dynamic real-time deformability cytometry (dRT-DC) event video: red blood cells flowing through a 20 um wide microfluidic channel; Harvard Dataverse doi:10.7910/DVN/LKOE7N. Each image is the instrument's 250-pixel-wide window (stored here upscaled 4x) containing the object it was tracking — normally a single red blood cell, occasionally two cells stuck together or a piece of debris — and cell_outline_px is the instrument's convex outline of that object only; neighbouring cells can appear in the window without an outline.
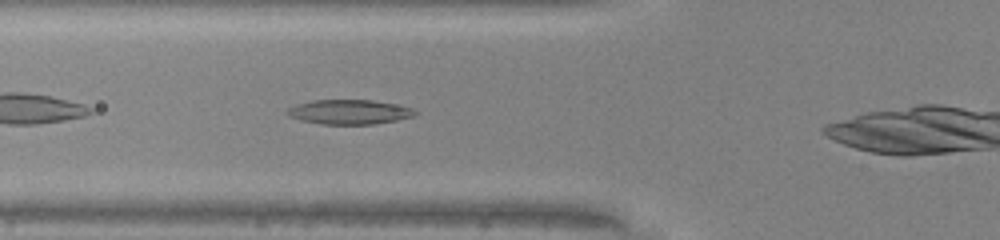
{"species": "common noctule bat (a hibernating species)", "species_latin": "Nyctalus noctula", "temperature_condition": "warm", "stored_images_in_passage": 28, "camera_frame_rate_fps": 3000, "um_per_image_px": 0.085, "animal": {"sex": "male", "body_mass_g": 20.0, "forearm_length_mm": 53.3}, "frame": {"image": 1, "passage_image": 4, "time_ms": 1.0, "image_size_px": [1000, 240], "cell_outline_px": [[416, 116], [396, 120], [372, 124], [320, 124], [300, 120], [288, 116], [288, 108], [296, 104], [312, 100], [372, 100], [412, 108], [416, 112]], "centroid_in_image_um": [29.66, 9.52], "position_along_channel_um": 96.1, "area_um2": 18.15}}
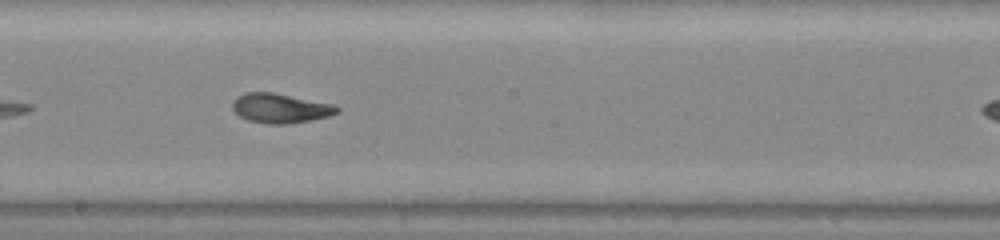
{"frame": {"image": 2, "passage_image": 13, "time_ms": 4.0, "image_size_px": [1000, 240], "cell_outline_px": [[340, 112], [328, 116], [288, 124], [268, 124], [248, 120], [240, 116], [232, 108], [232, 104], [236, 96], [244, 92], [272, 92], [332, 104], [340, 108]], "centroid_in_image_um": [23.8, 9.19], "position_along_channel_um": 224.4, "area_um2": 17.86}}
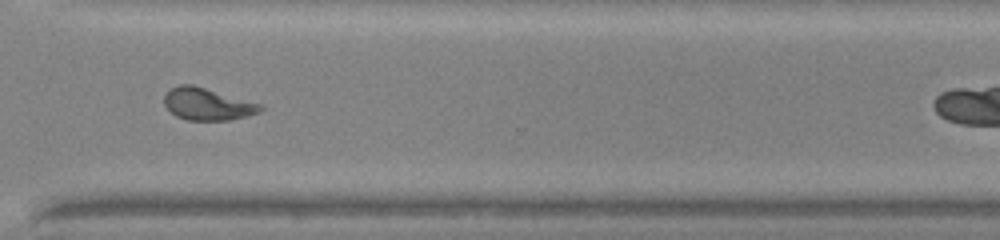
{"frame": {"image": 3, "passage_image": 22, "time_ms": 7.0, "image_size_px": [1000, 240], "cell_outline_px": [[264, 108], [260, 112], [248, 116], [228, 120], [188, 120], [176, 116], [164, 104], [164, 96], [172, 88], [180, 84], [192, 84], [264, 104]], "centroid_in_image_um": [17.69, 8.85], "position_along_channel_um": 352.9, "area_um2": 18.09}, "authors_computed_cell_mechanics": {"area_um2": 17.8024, "velocity_mm_per_s": 4.2736, "shape_relaxation_time_tau1_ms": 4.3451, "shape_relaxation_time_tau2_ms": 1.7615, "deformation_change_tau1": 0.1827, "deformation_change_tau2": 0.0946}}